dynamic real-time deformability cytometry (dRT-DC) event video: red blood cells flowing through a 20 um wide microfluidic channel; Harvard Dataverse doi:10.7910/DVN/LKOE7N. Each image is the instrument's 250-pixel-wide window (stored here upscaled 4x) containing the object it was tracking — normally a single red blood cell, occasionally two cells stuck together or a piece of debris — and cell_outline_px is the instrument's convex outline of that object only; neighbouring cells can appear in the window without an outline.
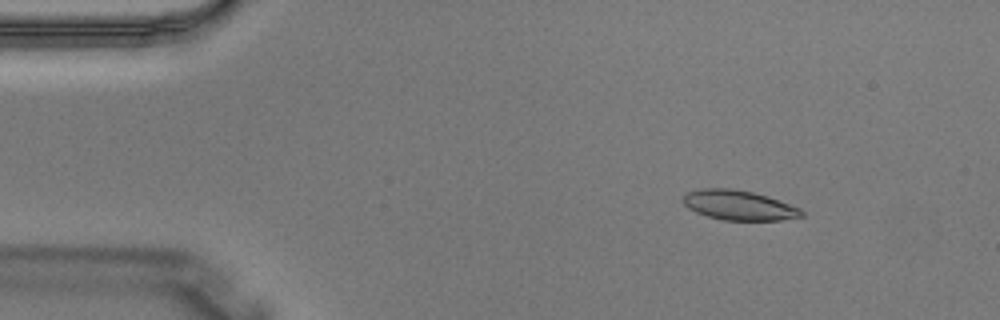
{"species": "Egyptian fruit bat (a non-hibernating species)", "species_latin": "Rousettus aegyptiacus", "temperature_condition": "warm", "stored_images_in_passage": 3, "camera_frame_rate_fps": 3000, "um_per_image_px": 0.085, "animal": {"sex": "male"}, "frame": {"image": 1, "passage_image": 1, "time_ms": 0.0, "image_size_px": [1000, 320], "cell_outline_px": [[804, 216], [780, 220], [720, 220], [696, 212], [688, 208], [680, 200], [688, 192], [700, 188], [732, 188], [752, 192], [768, 196], [800, 208], [804, 212]], "centroid_in_image_um": [62.79, 17.44], "position_along_channel_um": 22.2, "area_um2": 20.63}}
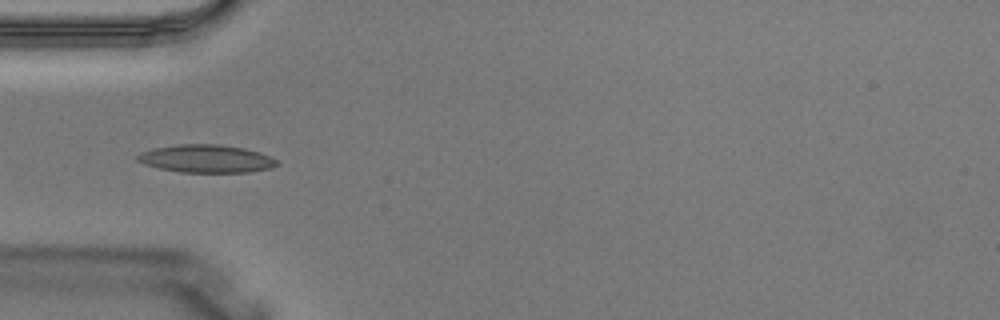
{"frame": {"image": 2, "passage_image": 3, "time_ms": 0.667, "image_size_px": [1000, 320], "cell_outline_px": [[280, 164], [272, 168], [248, 172], [180, 172], [160, 168], [144, 164], [136, 160], [136, 156], [140, 152], [152, 148], [176, 144], [216, 144], [244, 148], [260, 152], [276, 160]], "centroid_in_image_um": [17.51, 13.48], "position_along_channel_um": 67.5, "area_um2": 22.72}}